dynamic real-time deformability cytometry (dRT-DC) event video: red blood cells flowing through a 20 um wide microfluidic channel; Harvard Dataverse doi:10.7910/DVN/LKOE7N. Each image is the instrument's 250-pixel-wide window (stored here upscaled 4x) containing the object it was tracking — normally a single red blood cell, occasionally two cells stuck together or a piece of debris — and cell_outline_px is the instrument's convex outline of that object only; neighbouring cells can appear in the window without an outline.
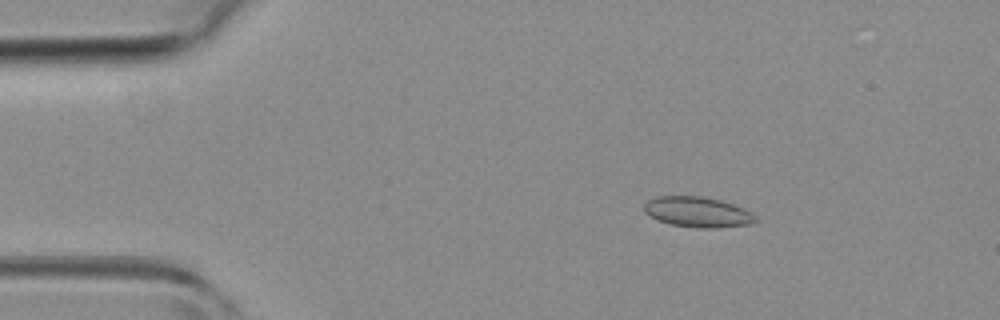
{"species": "common noctule bat (a hibernating species)", "species_latin": "Nyctalus noctula", "temperature_condition": "room temperature", "stored_images_in_passage": 5, "camera_frame_rate_fps": 3000, "um_per_image_px": 0.085, "animal": {"sex": "female", "body_mass_g": 19.3, "forearm_length_mm": 54.1}, "frame": {"image": 1, "passage_image": 3, "time_ms": 2.333, "image_size_px": [1000, 320], "cell_outline_px": [[760, 220], [752, 224], [716, 228], [696, 228], [672, 224], [656, 220], [648, 216], [644, 212], [644, 204], [648, 200], [656, 196], [704, 196], [720, 200], [744, 208], [752, 212]], "centroid_in_image_um": [59.31, 18.03], "position_along_channel_um": 25.7, "area_um2": 20.06}}
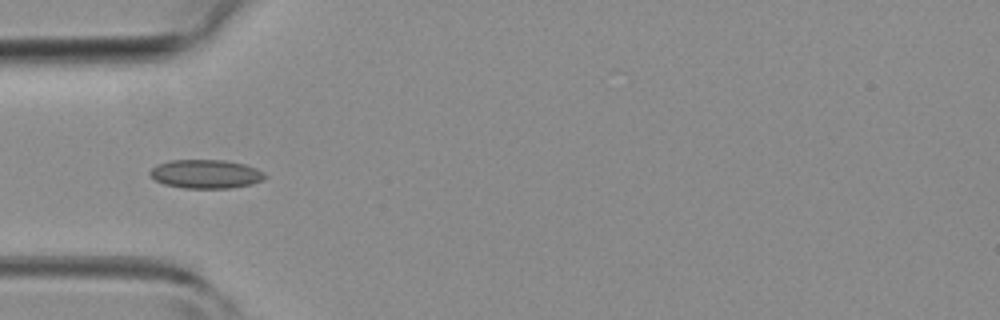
{"frame": {"image": 2, "passage_image": 5, "time_ms": 4.667, "image_size_px": [1000, 320], "cell_outline_px": [[268, 176], [264, 180], [252, 184], [228, 188], [184, 188], [164, 184], [156, 180], [148, 172], [156, 164], [168, 160], [224, 160], [244, 164], [256, 168], [264, 172]], "centroid_in_image_um": [17.51, 14.78], "position_along_channel_um": 67.5, "area_um2": 19.36}}